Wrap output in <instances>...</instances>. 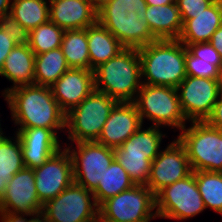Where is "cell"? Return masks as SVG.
<instances>
[{
    "label": "cell",
    "mask_w": 222,
    "mask_h": 222,
    "mask_svg": "<svg viewBox=\"0 0 222 222\" xmlns=\"http://www.w3.org/2000/svg\"><path fill=\"white\" fill-rule=\"evenodd\" d=\"M76 144L77 150L66 147L72 159L74 182L93 192L115 159L114 149L96 141Z\"/></svg>",
    "instance_id": "obj_10"
},
{
    "label": "cell",
    "mask_w": 222,
    "mask_h": 222,
    "mask_svg": "<svg viewBox=\"0 0 222 222\" xmlns=\"http://www.w3.org/2000/svg\"><path fill=\"white\" fill-rule=\"evenodd\" d=\"M222 25V4L213 2L194 18L183 23L178 40L186 47L189 44L209 42L212 34Z\"/></svg>",
    "instance_id": "obj_20"
},
{
    "label": "cell",
    "mask_w": 222,
    "mask_h": 222,
    "mask_svg": "<svg viewBox=\"0 0 222 222\" xmlns=\"http://www.w3.org/2000/svg\"><path fill=\"white\" fill-rule=\"evenodd\" d=\"M98 7H113L135 12L137 17L145 19L147 3L145 0H106Z\"/></svg>",
    "instance_id": "obj_36"
},
{
    "label": "cell",
    "mask_w": 222,
    "mask_h": 222,
    "mask_svg": "<svg viewBox=\"0 0 222 222\" xmlns=\"http://www.w3.org/2000/svg\"><path fill=\"white\" fill-rule=\"evenodd\" d=\"M16 135L21 143L26 168L35 169L44 164L61 148L57 134L44 127L18 128Z\"/></svg>",
    "instance_id": "obj_18"
},
{
    "label": "cell",
    "mask_w": 222,
    "mask_h": 222,
    "mask_svg": "<svg viewBox=\"0 0 222 222\" xmlns=\"http://www.w3.org/2000/svg\"><path fill=\"white\" fill-rule=\"evenodd\" d=\"M49 20L66 30L86 29L97 22L92 0H49Z\"/></svg>",
    "instance_id": "obj_19"
},
{
    "label": "cell",
    "mask_w": 222,
    "mask_h": 222,
    "mask_svg": "<svg viewBox=\"0 0 222 222\" xmlns=\"http://www.w3.org/2000/svg\"><path fill=\"white\" fill-rule=\"evenodd\" d=\"M115 159L126 170L135 185H147L151 162L158 154H136L114 149Z\"/></svg>",
    "instance_id": "obj_28"
},
{
    "label": "cell",
    "mask_w": 222,
    "mask_h": 222,
    "mask_svg": "<svg viewBox=\"0 0 222 222\" xmlns=\"http://www.w3.org/2000/svg\"><path fill=\"white\" fill-rule=\"evenodd\" d=\"M178 140L184 145L193 171H222V130L206 121H192Z\"/></svg>",
    "instance_id": "obj_5"
},
{
    "label": "cell",
    "mask_w": 222,
    "mask_h": 222,
    "mask_svg": "<svg viewBox=\"0 0 222 222\" xmlns=\"http://www.w3.org/2000/svg\"><path fill=\"white\" fill-rule=\"evenodd\" d=\"M12 0H0V18L9 15Z\"/></svg>",
    "instance_id": "obj_42"
},
{
    "label": "cell",
    "mask_w": 222,
    "mask_h": 222,
    "mask_svg": "<svg viewBox=\"0 0 222 222\" xmlns=\"http://www.w3.org/2000/svg\"><path fill=\"white\" fill-rule=\"evenodd\" d=\"M209 42L218 51L222 59V25L212 34Z\"/></svg>",
    "instance_id": "obj_41"
},
{
    "label": "cell",
    "mask_w": 222,
    "mask_h": 222,
    "mask_svg": "<svg viewBox=\"0 0 222 222\" xmlns=\"http://www.w3.org/2000/svg\"><path fill=\"white\" fill-rule=\"evenodd\" d=\"M33 171L38 198L43 205L74 182L72 159L66 148Z\"/></svg>",
    "instance_id": "obj_14"
},
{
    "label": "cell",
    "mask_w": 222,
    "mask_h": 222,
    "mask_svg": "<svg viewBox=\"0 0 222 222\" xmlns=\"http://www.w3.org/2000/svg\"><path fill=\"white\" fill-rule=\"evenodd\" d=\"M32 216L28 222H48L43 211L32 213Z\"/></svg>",
    "instance_id": "obj_43"
},
{
    "label": "cell",
    "mask_w": 222,
    "mask_h": 222,
    "mask_svg": "<svg viewBox=\"0 0 222 222\" xmlns=\"http://www.w3.org/2000/svg\"><path fill=\"white\" fill-rule=\"evenodd\" d=\"M117 100L94 90L65 118L68 139L75 142L97 141Z\"/></svg>",
    "instance_id": "obj_4"
},
{
    "label": "cell",
    "mask_w": 222,
    "mask_h": 222,
    "mask_svg": "<svg viewBox=\"0 0 222 222\" xmlns=\"http://www.w3.org/2000/svg\"><path fill=\"white\" fill-rule=\"evenodd\" d=\"M187 49L196 57L205 61H222L218 51L210 42L189 44Z\"/></svg>",
    "instance_id": "obj_37"
},
{
    "label": "cell",
    "mask_w": 222,
    "mask_h": 222,
    "mask_svg": "<svg viewBox=\"0 0 222 222\" xmlns=\"http://www.w3.org/2000/svg\"><path fill=\"white\" fill-rule=\"evenodd\" d=\"M50 87L59 107L67 114L95 90L93 70L69 68Z\"/></svg>",
    "instance_id": "obj_17"
},
{
    "label": "cell",
    "mask_w": 222,
    "mask_h": 222,
    "mask_svg": "<svg viewBox=\"0 0 222 222\" xmlns=\"http://www.w3.org/2000/svg\"><path fill=\"white\" fill-rule=\"evenodd\" d=\"M157 217L185 220L206 209L199 193L194 171L187 177L161 189L155 195Z\"/></svg>",
    "instance_id": "obj_8"
},
{
    "label": "cell",
    "mask_w": 222,
    "mask_h": 222,
    "mask_svg": "<svg viewBox=\"0 0 222 222\" xmlns=\"http://www.w3.org/2000/svg\"><path fill=\"white\" fill-rule=\"evenodd\" d=\"M61 49L69 68L91 70L86 29L64 31Z\"/></svg>",
    "instance_id": "obj_25"
},
{
    "label": "cell",
    "mask_w": 222,
    "mask_h": 222,
    "mask_svg": "<svg viewBox=\"0 0 222 222\" xmlns=\"http://www.w3.org/2000/svg\"><path fill=\"white\" fill-rule=\"evenodd\" d=\"M104 1L106 0H92V2L98 7L99 5H101Z\"/></svg>",
    "instance_id": "obj_46"
},
{
    "label": "cell",
    "mask_w": 222,
    "mask_h": 222,
    "mask_svg": "<svg viewBox=\"0 0 222 222\" xmlns=\"http://www.w3.org/2000/svg\"><path fill=\"white\" fill-rule=\"evenodd\" d=\"M206 122L212 127L222 130V91L214 105L211 115L206 119Z\"/></svg>",
    "instance_id": "obj_39"
},
{
    "label": "cell",
    "mask_w": 222,
    "mask_h": 222,
    "mask_svg": "<svg viewBox=\"0 0 222 222\" xmlns=\"http://www.w3.org/2000/svg\"><path fill=\"white\" fill-rule=\"evenodd\" d=\"M134 185L126 170L114 159L105 170L102 180L98 182L97 188L93 191L95 201L99 206L108 198L129 190Z\"/></svg>",
    "instance_id": "obj_26"
},
{
    "label": "cell",
    "mask_w": 222,
    "mask_h": 222,
    "mask_svg": "<svg viewBox=\"0 0 222 222\" xmlns=\"http://www.w3.org/2000/svg\"><path fill=\"white\" fill-rule=\"evenodd\" d=\"M186 75L221 79L222 61H205L194 56L185 46Z\"/></svg>",
    "instance_id": "obj_33"
},
{
    "label": "cell",
    "mask_w": 222,
    "mask_h": 222,
    "mask_svg": "<svg viewBox=\"0 0 222 222\" xmlns=\"http://www.w3.org/2000/svg\"><path fill=\"white\" fill-rule=\"evenodd\" d=\"M20 215V216H19ZM0 220L2 222H28L27 218L24 216H32V214H24V213H12V212H4L0 211Z\"/></svg>",
    "instance_id": "obj_40"
},
{
    "label": "cell",
    "mask_w": 222,
    "mask_h": 222,
    "mask_svg": "<svg viewBox=\"0 0 222 222\" xmlns=\"http://www.w3.org/2000/svg\"><path fill=\"white\" fill-rule=\"evenodd\" d=\"M11 3L9 15L29 31L49 21V6L45 0H13Z\"/></svg>",
    "instance_id": "obj_27"
},
{
    "label": "cell",
    "mask_w": 222,
    "mask_h": 222,
    "mask_svg": "<svg viewBox=\"0 0 222 222\" xmlns=\"http://www.w3.org/2000/svg\"><path fill=\"white\" fill-rule=\"evenodd\" d=\"M142 84L177 88L186 75L185 45L178 39L155 40L138 49Z\"/></svg>",
    "instance_id": "obj_2"
},
{
    "label": "cell",
    "mask_w": 222,
    "mask_h": 222,
    "mask_svg": "<svg viewBox=\"0 0 222 222\" xmlns=\"http://www.w3.org/2000/svg\"><path fill=\"white\" fill-rule=\"evenodd\" d=\"M15 46L16 44L10 35L7 32H4L0 27V71L3 67L5 59Z\"/></svg>",
    "instance_id": "obj_38"
},
{
    "label": "cell",
    "mask_w": 222,
    "mask_h": 222,
    "mask_svg": "<svg viewBox=\"0 0 222 222\" xmlns=\"http://www.w3.org/2000/svg\"><path fill=\"white\" fill-rule=\"evenodd\" d=\"M68 69L61 47L35 55L34 84L50 87Z\"/></svg>",
    "instance_id": "obj_24"
},
{
    "label": "cell",
    "mask_w": 222,
    "mask_h": 222,
    "mask_svg": "<svg viewBox=\"0 0 222 222\" xmlns=\"http://www.w3.org/2000/svg\"><path fill=\"white\" fill-rule=\"evenodd\" d=\"M133 103L142 122L147 118L153 122V126H172L179 130L186 127L187 119L180 107L177 88L142 84Z\"/></svg>",
    "instance_id": "obj_6"
},
{
    "label": "cell",
    "mask_w": 222,
    "mask_h": 222,
    "mask_svg": "<svg viewBox=\"0 0 222 222\" xmlns=\"http://www.w3.org/2000/svg\"><path fill=\"white\" fill-rule=\"evenodd\" d=\"M11 178H1L0 177V208L2 205L3 197L6 191V186Z\"/></svg>",
    "instance_id": "obj_44"
},
{
    "label": "cell",
    "mask_w": 222,
    "mask_h": 222,
    "mask_svg": "<svg viewBox=\"0 0 222 222\" xmlns=\"http://www.w3.org/2000/svg\"><path fill=\"white\" fill-rule=\"evenodd\" d=\"M42 211L48 222H96L99 215L93 192L75 182L47 201Z\"/></svg>",
    "instance_id": "obj_9"
},
{
    "label": "cell",
    "mask_w": 222,
    "mask_h": 222,
    "mask_svg": "<svg viewBox=\"0 0 222 222\" xmlns=\"http://www.w3.org/2000/svg\"><path fill=\"white\" fill-rule=\"evenodd\" d=\"M42 208L35 186L34 171L25 167L8 182L0 211L32 214L42 211Z\"/></svg>",
    "instance_id": "obj_15"
},
{
    "label": "cell",
    "mask_w": 222,
    "mask_h": 222,
    "mask_svg": "<svg viewBox=\"0 0 222 222\" xmlns=\"http://www.w3.org/2000/svg\"><path fill=\"white\" fill-rule=\"evenodd\" d=\"M15 142L6 136L0 138V177L12 178L25 168L21 143L18 137Z\"/></svg>",
    "instance_id": "obj_32"
},
{
    "label": "cell",
    "mask_w": 222,
    "mask_h": 222,
    "mask_svg": "<svg viewBox=\"0 0 222 222\" xmlns=\"http://www.w3.org/2000/svg\"><path fill=\"white\" fill-rule=\"evenodd\" d=\"M221 79L186 76L177 87L180 107L189 121H206L222 91ZM180 91V92H179Z\"/></svg>",
    "instance_id": "obj_11"
},
{
    "label": "cell",
    "mask_w": 222,
    "mask_h": 222,
    "mask_svg": "<svg viewBox=\"0 0 222 222\" xmlns=\"http://www.w3.org/2000/svg\"><path fill=\"white\" fill-rule=\"evenodd\" d=\"M12 119L20 128L44 127L65 129L66 114L53 97L51 87L42 85H23L10 89L5 95Z\"/></svg>",
    "instance_id": "obj_1"
},
{
    "label": "cell",
    "mask_w": 222,
    "mask_h": 222,
    "mask_svg": "<svg viewBox=\"0 0 222 222\" xmlns=\"http://www.w3.org/2000/svg\"><path fill=\"white\" fill-rule=\"evenodd\" d=\"M35 54L28 45H16L4 61L0 75L13 81V87L4 90L34 84Z\"/></svg>",
    "instance_id": "obj_21"
},
{
    "label": "cell",
    "mask_w": 222,
    "mask_h": 222,
    "mask_svg": "<svg viewBox=\"0 0 222 222\" xmlns=\"http://www.w3.org/2000/svg\"><path fill=\"white\" fill-rule=\"evenodd\" d=\"M178 6L182 23L187 19L194 18L208 8L214 1L213 0H175Z\"/></svg>",
    "instance_id": "obj_35"
},
{
    "label": "cell",
    "mask_w": 222,
    "mask_h": 222,
    "mask_svg": "<svg viewBox=\"0 0 222 222\" xmlns=\"http://www.w3.org/2000/svg\"><path fill=\"white\" fill-rule=\"evenodd\" d=\"M64 30L50 20L30 31L28 46L35 55L61 47Z\"/></svg>",
    "instance_id": "obj_31"
},
{
    "label": "cell",
    "mask_w": 222,
    "mask_h": 222,
    "mask_svg": "<svg viewBox=\"0 0 222 222\" xmlns=\"http://www.w3.org/2000/svg\"><path fill=\"white\" fill-rule=\"evenodd\" d=\"M213 1L218 3V4H222V0H213Z\"/></svg>",
    "instance_id": "obj_48"
},
{
    "label": "cell",
    "mask_w": 222,
    "mask_h": 222,
    "mask_svg": "<svg viewBox=\"0 0 222 222\" xmlns=\"http://www.w3.org/2000/svg\"><path fill=\"white\" fill-rule=\"evenodd\" d=\"M91 70L117 56L125 47L98 21L86 28Z\"/></svg>",
    "instance_id": "obj_23"
},
{
    "label": "cell",
    "mask_w": 222,
    "mask_h": 222,
    "mask_svg": "<svg viewBox=\"0 0 222 222\" xmlns=\"http://www.w3.org/2000/svg\"><path fill=\"white\" fill-rule=\"evenodd\" d=\"M192 172L186 149L177 138L151 162L147 186L156 195L164 187L189 176Z\"/></svg>",
    "instance_id": "obj_13"
},
{
    "label": "cell",
    "mask_w": 222,
    "mask_h": 222,
    "mask_svg": "<svg viewBox=\"0 0 222 222\" xmlns=\"http://www.w3.org/2000/svg\"><path fill=\"white\" fill-rule=\"evenodd\" d=\"M96 222H114V221L107 220V219H104V218H97Z\"/></svg>",
    "instance_id": "obj_47"
},
{
    "label": "cell",
    "mask_w": 222,
    "mask_h": 222,
    "mask_svg": "<svg viewBox=\"0 0 222 222\" xmlns=\"http://www.w3.org/2000/svg\"><path fill=\"white\" fill-rule=\"evenodd\" d=\"M98 218L114 222H150L156 218L155 195L147 185H134L99 206Z\"/></svg>",
    "instance_id": "obj_7"
},
{
    "label": "cell",
    "mask_w": 222,
    "mask_h": 222,
    "mask_svg": "<svg viewBox=\"0 0 222 222\" xmlns=\"http://www.w3.org/2000/svg\"><path fill=\"white\" fill-rule=\"evenodd\" d=\"M194 175L205 207L222 214V173L194 171Z\"/></svg>",
    "instance_id": "obj_29"
},
{
    "label": "cell",
    "mask_w": 222,
    "mask_h": 222,
    "mask_svg": "<svg viewBox=\"0 0 222 222\" xmlns=\"http://www.w3.org/2000/svg\"><path fill=\"white\" fill-rule=\"evenodd\" d=\"M145 20L157 40L180 37L183 23L176 1L167 5H147Z\"/></svg>",
    "instance_id": "obj_22"
},
{
    "label": "cell",
    "mask_w": 222,
    "mask_h": 222,
    "mask_svg": "<svg viewBox=\"0 0 222 222\" xmlns=\"http://www.w3.org/2000/svg\"><path fill=\"white\" fill-rule=\"evenodd\" d=\"M142 124L141 117L133 102H118L111 110L96 142L115 149L142 127Z\"/></svg>",
    "instance_id": "obj_16"
},
{
    "label": "cell",
    "mask_w": 222,
    "mask_h": 222,
    "mask_svg": "<svg viewBox=\"0 0 222 222\" xmlns=\"http://www.w3.org/2000/svg\"><path fill=\"white\" fill-rule=\"evenodd\" d=\"M159 126H153L142 130L140 127L129 139H127L120 147L121 151L136 154H159L160 144L163 135Z\"/></svg>",
    "instance_id": "obj_30"
},
{
    "label": "cell",
    "mask_w": 222,
    "mask_h": 222,
    "mask_svg": "<svg viewBox=\"0 0 222 222\" xmlns=\"http://www.w3.org/2000/svg\"><path fill=\"white\" fill-rule=\"evenodd\" d=\"M0 27L4 32H7L16 45H28L30 31L25 29L11 15H6L0 18Z\"/></svg>",
    "instance_id": "obj_34"
},
{
    "label": "cell",
    "mask_w": 222,
    "mask_h": 222,
    "mask_svg": "<svg viewBox=\"0 0 222 222\" xmlns=\"http://www.w3.org/2000/svg\"><path fill=\"white\" fill-rule=\"evenodd\" d=\"M147 5L158 6V5H167L174 3L175 0H145Z\"/></svg>",
    "instance_id": "obj_45"
},
{
    "label": "cell",
    "mask_w": 222,
    "mask_h": 222,
    "mask_svg": "<svg viewBox=\"0 0 222 222\" xmlns=\"http://www.w3.org/2000/svg\"><path fill=\"white\" fill-rule=\"evenodd\" d=\"M3 136V131H2V129H1V127H0V138Z\"/></svg>",
    "instance_id": "obj_49"
},
{
    "label": "cell",
    "mask_w": 222,
    "mask_h": 222,
    "mask_svg": "<svg viewBox=\"0 0 222 222\" xmlns=\"http://www.w3.org/2000/svg\"><path fill=\"white\" fill-rule=\"evenodd\" d=\"M95 90L118 102H133L142 86L138 49L125 48L93 70ZM135 97V98H134Z\"/></svg>",
    "instance_id": "obj_3"
},
{
    "label": "cell",
    "mask_w": 222,
    "mask_h": 222,
    "mask_svg": "<svg viewBox=\"0 0 222 222\" xmlns=\"http://www.w3.org/2000/svg\"><path fill=\"white\" fill-rule=\"evenodd\" d=\"M97 21L110 31L125 48L139 49L157 40L145 19L135 12L113 7H97Z\"/></svg>",
    "instance_id": "obj_12"
}]
</instances>
